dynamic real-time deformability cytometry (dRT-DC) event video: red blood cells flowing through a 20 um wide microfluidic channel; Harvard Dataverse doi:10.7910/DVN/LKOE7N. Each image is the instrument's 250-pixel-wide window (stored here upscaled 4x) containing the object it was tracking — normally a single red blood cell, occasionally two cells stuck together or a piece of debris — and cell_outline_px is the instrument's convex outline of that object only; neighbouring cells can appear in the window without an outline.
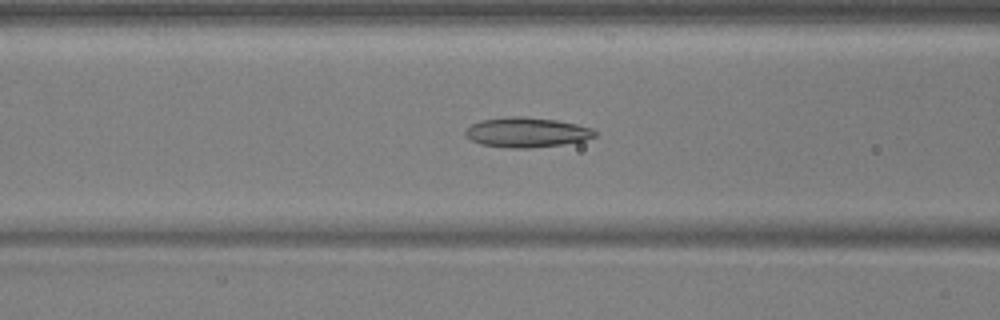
{"species": "common noctule bat (a hibernating species)", "species_latin": "Nyctalus noctula", "temperature_condition": "warm", "stored_images_in_passage": 53, "camera_frame_rate_fps": 3000, "um_per_image_px": 0.085, "animal": {"sex": "male", "body_mass_g": 17.9, "forearm_length_mm": 54.2}, "frame": {"image": 1, "passage_image": 21, "time_ms": 6.667, "image_size_px": [1000, 320], "cell_outline_px": [[596, 136], [584, 140], [564, 144], [528, 148], [504, 148], [480, 144], [464, 136], [464, 128], [480, 120], [508, 116], [524, 116], [556, 120], [576, 124], [592, 128], [596, 132]], "centroid_in_image_um": [44.71, 11.25], "position_along_channel_um": 121.9, "area_um2": 22.77}}
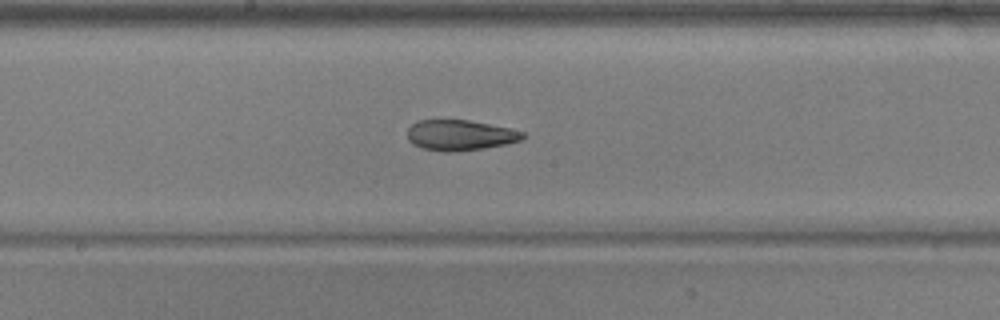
{"frame": {"image": 2, "passage_image": 28, "time_ms": 9.0, "image_size_px": [1000, 320], "cell_outline_px": [[524, 136], [520, 140], [508, 144], [484, 148], [448, 152], [444, 152], [424, 148], [412, 144], [408, 140], [408, 128], [416, 120], [468, 120], [508, 128], [524, 132]], "centroid_in_image_um": [39.08, 11.49], "position_along_channel_um": 209.1, "area_um2": 20.35}}
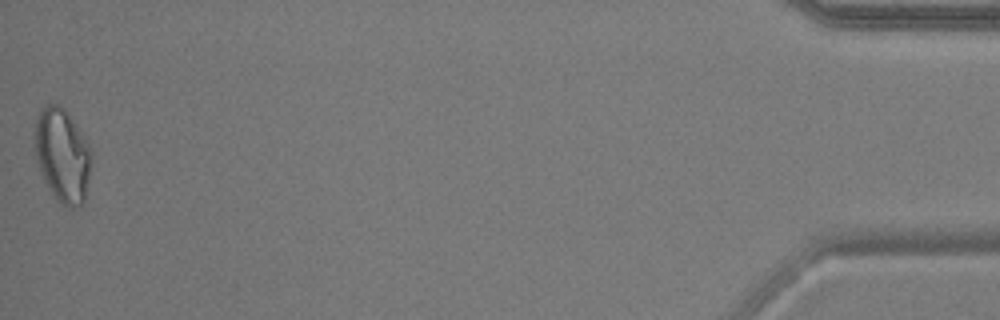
{"frame": {"image": 3, "passage_image": 53, "time_ms": 17.333, "image_size_px": [1000, 320], "cell_outline_px": [[92, 160], [84, 204], [72, 208], [60, 204], [56, 200], [44, 180], [40, 172], [36, 156], [36, 120], [40, 108], [48, 104], [60, 104], [64, 108], [84, 136], [92, 148]], "centroid_in_image_um": [5.34, 13.22], "position_along_channel_um": 429.9, "area_um2": 31.04}, "authors_computed_cell_mechanics": {"area_um2": 23.0622, "velocity_mm_per_s": 3.7352, "shape_relaxation_time_tau1_ms": null, "shape_relaxation_time_tau2_ms": 2.422, "deformation_change_tau1": null, "deformation_change_tau2": 0.0882}}